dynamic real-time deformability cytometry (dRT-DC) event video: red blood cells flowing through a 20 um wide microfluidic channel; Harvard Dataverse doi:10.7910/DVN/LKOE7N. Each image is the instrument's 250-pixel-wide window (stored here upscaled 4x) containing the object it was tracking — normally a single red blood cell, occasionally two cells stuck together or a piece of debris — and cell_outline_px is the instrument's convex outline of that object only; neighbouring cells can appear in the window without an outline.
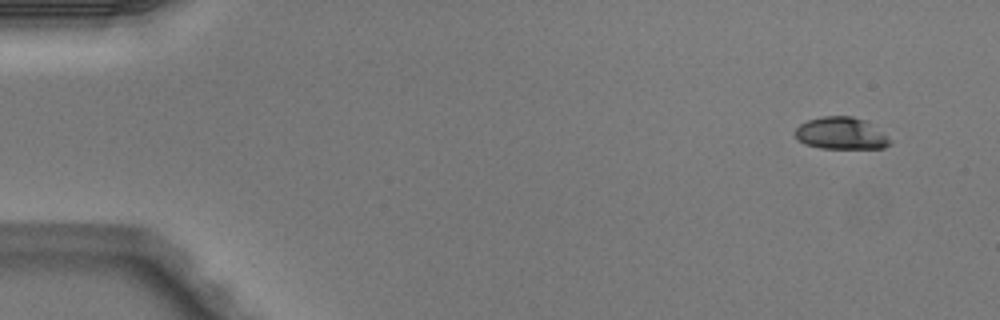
{"species": "Egyptian fruit bat (a non-hibernating species)", "species_latin": "Rousettus aegyptiacus", "temperature_condition": "warm", "stored_images_in_passage": 4, "camera_frame_rate_fps": 3000, "um_per_image_px": 0.085, "animal": {"sex": "male"}, "frame": {"image": 1, "passage_image": 1, "time_ms": 0.0, "image_size_px": [1000, 320], "cell_outline_px": [[892, 144], [884, 148], [820, 148], [804, 144], [796, 140], [796, 128], [800, 124], [808, 120], [824, 116], [852, 116], [864, 120], [884, 136]], "centroid_in_image_um": [71.41, 11.34], "position_along_channel_um": 13.6, "area_um2": 17.34}}
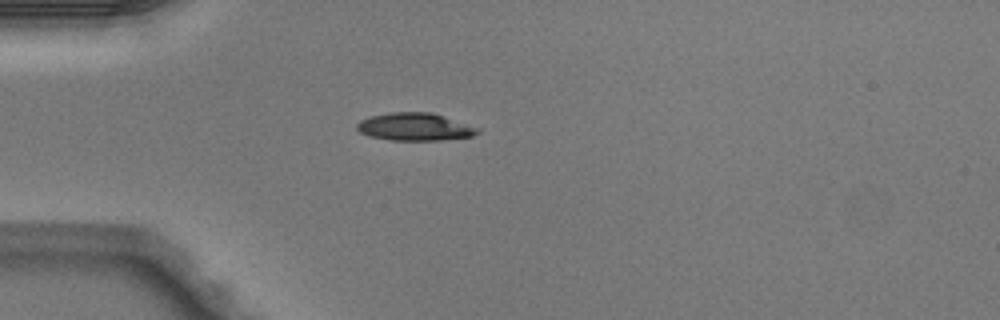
{"frame": {"image": 2, "passage_image": 4, "time_ms": 1.0, "image_size_px": [1000, 320], "cell_outline_px": [[480, 132], [472, 136], [440, 140], [392, 140], [372, 136], [360, 132], [356, 128], [356, 124], [360, 120], [368, 116], [392, 112], [432, 112], [480, 128]], "centroid_in_image_um": [35.26, 10.77], "position_along_channel_um": 49.7, "area_um2": 19.42}}